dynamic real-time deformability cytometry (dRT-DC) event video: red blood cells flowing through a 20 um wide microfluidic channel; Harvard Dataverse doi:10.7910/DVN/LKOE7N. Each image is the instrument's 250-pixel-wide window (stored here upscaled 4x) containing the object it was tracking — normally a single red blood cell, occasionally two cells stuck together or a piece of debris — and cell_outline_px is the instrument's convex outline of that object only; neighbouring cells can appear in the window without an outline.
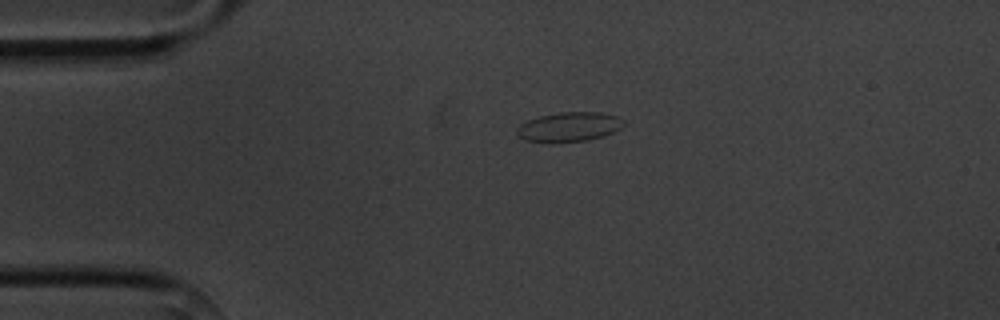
{"species": "common noctule bat (a hibernating species)", "species_latin": "Nyctalus noctula", "temperature_condition": "cold", "stored_images_in_passage": 5, "camera_frame_rate_fps": 3000, "um_per_image_px": 0.085, "animal": {"sex": "male", "body_mass_g": 20.1, "forearm_length_mm": 53.5}, "frame": {"image": 1, "passage_image": 5, "time_ms": 4.667, "image_size_px": [1000, 320], "cell_outline_px": [[624, 124], [620, 128], [604, 136], [588, 140], [524, 140], [516, 136], [516, 128], [520, 124], [528, 120], [540, 116], [560, 112], [600, 112], [616, 116], [624, 120]], "centroid_in_image_um": [48.38, 10.75], "position_along_channel_um": 36.6, "area_um2": 17.8}}